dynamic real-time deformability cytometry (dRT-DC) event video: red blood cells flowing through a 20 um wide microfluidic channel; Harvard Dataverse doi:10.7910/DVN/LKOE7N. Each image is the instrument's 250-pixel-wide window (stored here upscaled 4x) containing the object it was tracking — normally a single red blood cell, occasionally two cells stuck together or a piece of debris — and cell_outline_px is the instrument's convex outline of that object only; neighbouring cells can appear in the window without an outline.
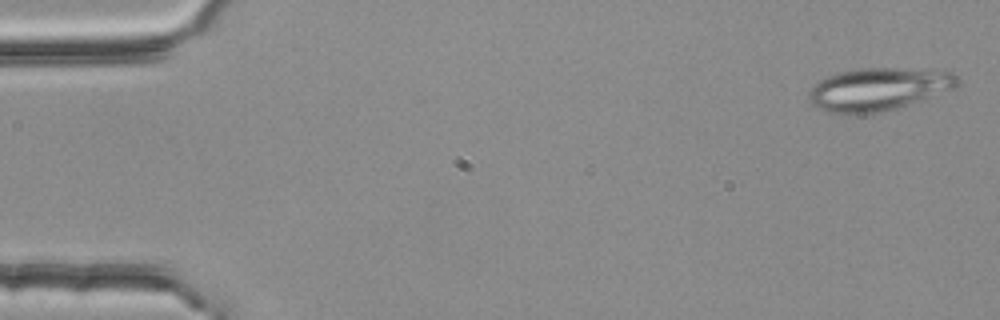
{"species": "common noctule bat (a hibernating species)", "species_latin": "Nyctalus noctula", "temperature_condition": "room temperature", "stored_images_in_passage": 2, "camera_frame_rate_fps": 3000, "um_per_image_px": 0.085, "animal": {"sex": "female", "body_mass_g": 25.1}, "frame": {"image": 1, "passage_image": 2, "time_ms": 0.333, "image_size_px": [1000, 320], "cell_outline_px": [[956, 84], [952, 88], [908, 104], [884, 112], [860, 116], [848, 116], [824, 112], [812, 104], [808, 96], [808, 92], [812, 84], [828, 76], [840, 72], [860, 68], [948, 68], [956, 76]], "centroid_in_image_um": [74.6, 7.59], "position_along_channel_um": 10.4, "area_um2": 37.86}}